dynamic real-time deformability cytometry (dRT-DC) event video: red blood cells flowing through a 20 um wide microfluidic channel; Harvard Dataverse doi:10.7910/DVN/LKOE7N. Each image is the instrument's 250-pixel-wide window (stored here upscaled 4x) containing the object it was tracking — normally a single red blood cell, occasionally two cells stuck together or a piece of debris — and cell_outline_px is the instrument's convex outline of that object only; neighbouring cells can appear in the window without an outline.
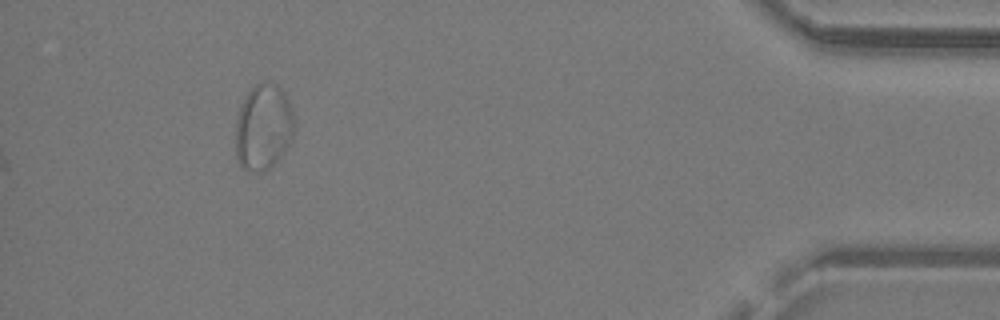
{"species": "common noctule bat (a hibernating species)", "species_latin": "Nyctalus noctula", "temperature_condition": "warm", "stored_images_in_passage": 30, "segment_of_instrument_passage": [2, 2], "camera_frame_rate_fps": 3000, "um_per_image_px": 0.085, "animal": {"sex": "male", "body_mass_g": 19.2, "forearm_length_mm": 51.8}, "frame": {"image": 1, "passage_image": 30, "time_ms": 9.667, "image_size_px": [1000, 320], "cell_outline_px": [[296, 124], [292, 136], [284, 152], [264, 172], [256, 172], [244, 168], [240, 164], [236, 156], [236, 116], [240, 104], [244, 96], [256, 84], [276, 84], [284, 92], [288, 100]], "centroid_in_image_um": [22.37, 10.8], "position_along_channel_um": 412.8, "area_um2": 29.25}}